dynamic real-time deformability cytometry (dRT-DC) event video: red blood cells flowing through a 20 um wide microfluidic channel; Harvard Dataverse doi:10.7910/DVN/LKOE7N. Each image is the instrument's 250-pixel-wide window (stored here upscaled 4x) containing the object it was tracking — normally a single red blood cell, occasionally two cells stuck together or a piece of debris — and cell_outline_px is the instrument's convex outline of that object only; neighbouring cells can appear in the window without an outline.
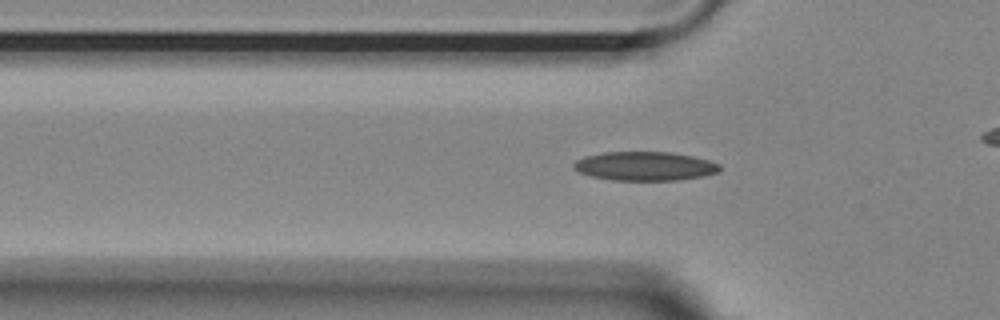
{"species": "Egyptian fruit bat (a non-hibernating species)", "species_latin": "Rousettus aegyptiacus", "temperature_condition": "room temperature", "stored_images_in_passage": 39, "camera_frame_rate_fps": 3000, "um_per_image_px": 0.085, "animal": {"sex": "female"}, "frame": {"image": 1, "passage_image": 10, "time_ms": 3.0, "image_size_px": [1000, 320], "cell_outline_px": [[720, 172], [704, 176], [676, 180], [612, 180], [592, 176], [580, 172], [572, 168], [572, 164], [576, 160], [584, 156], [604, 152], [672, 152], [692, 156], [708, 160], [720, 164]], "centroid_in_image_um": [54.81, 14.12], "position_along_channel_um": 71.0, "area_um2": 24.68}}
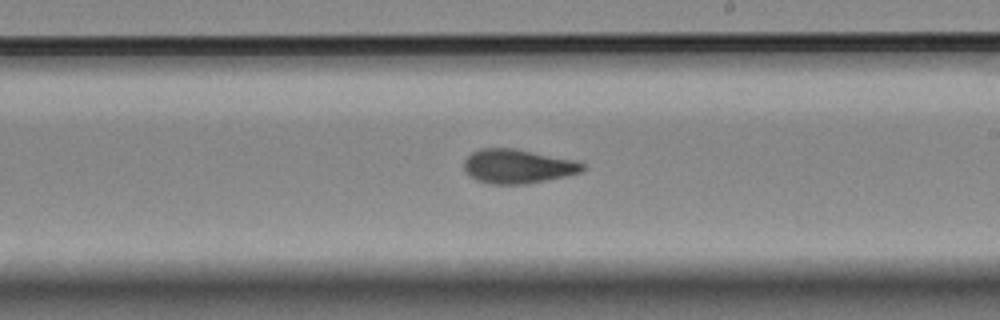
{"frame": {"image": 2, "passage_image": 24, "time_ms": 7.667, "image_size_px": [1000, 320], "cell_outline_px": [[584, 168], [580, 172], [564, 176], [524, 184], [492, 184], [476, 180], [464, 172], [464, 160], [472, 152], [480, 148], [516, 148], [576, 160], [584, 164]], "centroid_in_image_um": [43.97, 14.12], "position_along_channel_um": 245.0, "area_um2": 23.58}}
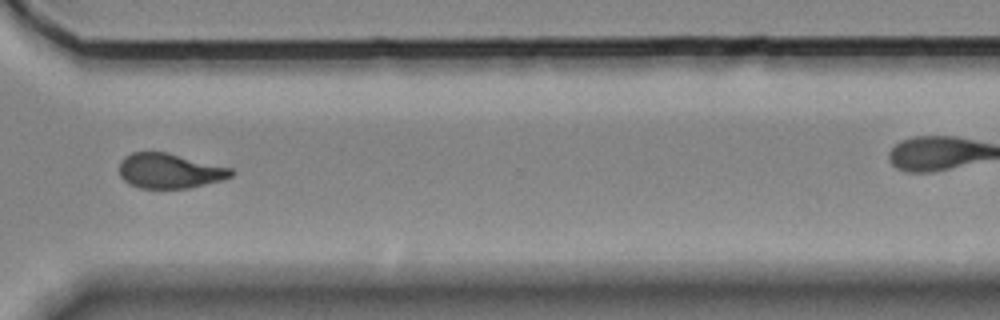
{"frame": {"image": 3, "passage_image": 33, "time_ms": 10.667, "image_size_px": [1000, 320], "cell_outline_px": [[236, 172], [232, 176], [224, 180], [188, 188], [140, 188], [128, 184], [120, 176], [120, 160], [124, 156], [132, 152], [164, 152], [232, 168]], "centroid_in_image_um": [14.42, 14.53], "position_along_channel_um": 356.2, "area_um2": 22.77}, "authors_computed_cell_mechanics": {"area_um2": 23.3512, "velocity_mm_per_s": 3.7104, "shape_relaxation_time_tau1_ms": 8.1637, "shape_relaxation_time_tau2_ms": 2.0227, "deformation_change_tau1": 0.2108, "deformation_change_tau2": 0.0983}}